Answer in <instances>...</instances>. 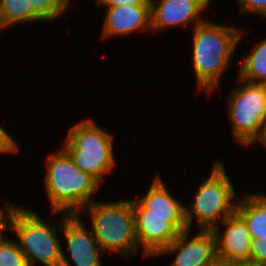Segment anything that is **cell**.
I'll use <instances>...</instances> for the list:
<instances>
[{
    "label": "cell",
    "instance_id": "6da1fadb",
    "mask_svg": "<svg viewBox=\"0 0 266 266\" xmlns=\"http://www.w3.org/2000/svg\"><path fill=\"white\" fill-rule=\"evenodd\" d=\"M212 22L195 26L193 36V64L197 84L203 90L213 91L229 64L242 31Z\"/></svg>",
    "mask_w": 266,
    "mask_h": 266
},
{
    "label": "cell",
    "instance_id": "7a4b0ae2",
    "mask_svg": "<svg viewBox=\"0 0 266 266\" xmlns=\"http://www.w3.org/2000/svg\"><path fill=\"white\" fill-rule=\"evenodd\" d=\"M47 164L46 192L53 213L78 214L92 203L91 196L100 183L79 169L64 148L48 156Z\"/></svg>",
    "mask_w": 266,
    "mask_h": 266
},
{
    "label": "cell",
    "instance_id": "3957f363",
    "mask_svg": "<svg viewBox=\"0 0 266 266\" xmlns=\"http://www.w3.org/2000/svg\"><path fill=\"white\" fill-rule=\"evenodd\" d=\"M91 217L92 233L103 251H115L126 256L138 247L135 234V215L129 200L98 203L86 208Z\"/></svg>",
    "mask_w": 266,
    "mask_h": 266
},
{
    "label": "cell",
    "instance_id": "277c9868",
    "mask_svg": "<svg viewBox=\"0 0 266 266\" xmlns=\"http://www.w3.org/2000/svg\"><path fill=\"white\" fill-rule=\"evenodd\" d=\"M68 133L63 148L79 169L101 183L115 165L112 136L92 119L77 123Z\"/></svg>",
    "mask_w": 266,
    "mask_h": 266
},
{
    "label": "cell",
    "instance_id": "5b68a950",
    "mask_svg": "<svg viewBox=\"0 0 266 266\" xmlns=\"http://www.w3.org/2000/svg\"><path fill=\"white\" fill-rule=\"evenodd\" d=\"M212 173L199 185L196 199L192 204V212L185 206V220L188 229L192 222V215L197 219V226L201 230H214L219 227L218 216L224 220L236 211V203L232 204L236 197L235 189L230 182L225 168L220 161L215 162Z\"/></svg>",
    "mask_w": 266,
    "mask_h": 266
},
{
    "label": "cell",
    "instance_id": "8992f818",
    "mask_svg": "<svg viewBox=\"0 0 266 266\" xmlns=\"http://www.w3.org/2000/svg\"><path fill=\"white\" fill-rule=\"evenodd\" d=\"M10 230L17 234L28 266H34L37 261L45 266H61L62 249L56 238V228L46 224L35 211L18 208Z\"/></svg>",
    "mask_w": 266,
    "mask_h": 266
},
{
    "label": "cell",
    "instance_id": "52a82bcc",
    "mask_svg": "<svg viewBox=\"0 0 266 266\" xmlns=\"http://www.w3.org/2000/svg\"><path fill=\"white\" fill-rule=\"evenodd\" d=\"M246 83L228 99L233 135L244 146L266 139V85Z\"/></svg>",
    "mask_w": 266,
    "mask_h": 266
},
{
    "label": "cell",
    "instance_id": "ba28073f",
    "mask_svg": "<svg viewBox=\"0 0 266 266\" xmlns=\"http://www.w3.org/2000/svg\"><path fill=\"white\" fill-rule=\"evenodd\" d=\"M135 215V234L144 256L159 254L181 231L188 229L185 216L147 215V209L136 199L131 201Z\"/></svg>",
    "mask_w": 266,
    "mask_h": 266
},
{
    "label": "cell",
    "instance_id": "9c48e42d",
    "mask_svg": "<svg viewBox=\"0 0 266 266\" xmlns=\"http://www.w3.org/2000/svg\"><path fill=\"white\" fill-rule=\"evenodd\" d=\"M226 225L224 234L216 227L217 257L220 266H249L252 239L243 218L235 211L223 220Z\"/></svg>",
    "mask_w": 266,
    "mask_h": 266
},
{
    "label": "cell",
    "instance_id": "30bf717a",
    "mask_svg": "<svg viewBox=\"0 0 266 266\" xmlns=\"http://www.w3.org/2000/svg\"><path fill=\"white\" fill-rule=\"evenodd\" d=\"M66 215V216H65ZM64 218L59 225L67 240L69 254L75 266H102L100 257L103 250L99 246L92 232H89L78 214H63ZM91 233V234H90ZM61 266H71V263L62 251Z\"/></svg>",
    "mask_w": 266,
    "mask_h": 266
},
{
    "label": "cell",
    "instance_id": "8fae6325",
    "mask_svg": "<svg viewBox=\"0 0 266 266\" xmlns=\"http://www.w3.org/2000/svg\"><path fill=\"white\" fill-rule=\"evenodd\" d=\"M188 235L189 229L181 231L159 254L177 252L171 266H220L212 230H201L189 240L186 239Z\"/></svg>",
    "mask_w": 266,
    "mask_h": 266
},
{
    "label": "cell",
    "instance_id": "7c38bea8",
    "mask_svg": "<svg viewBox=\"0 0 266 266\" xmlns=\"http://www.w3.org/2000/svg\"><path fill=\"white\" fill-rule=\"evenodd\" d=\"M211 0H160L156 6L151 4V30L163 29L167 26H187L191 22L195 26L204 22L199 15L209 5Z\"/></svg>",
    "mask_w": 266,
    "mask_h": 266
},
{
    "label": "cell",
    "instance_id": "4fadbf2b",
    "mask_svg": "<svg viewBox=\"0 0 266 266\" xmlns=\"http://www.w3.org/2000/svg\"><path fill=\"white\" fill-rule=\"evenodd\" d=\"M103 37L151 29V4L107 6Z\"/></svg>",
    "mask_w": 266,
    "mask_h": 266
},
{
    "label": "cell",
    "instance_id": "5bb4252c",
    "mask_svg": "<svg viewBox=\"0 0 266 266\" xmlns=\"http://www.w3.org/2000/svg\"><path fill=\"white\" fill-rule=\"evenodd\" d=\"M137 200L147 209V215L185 216V206L170 195L158 176L145 197Z\"/></svg>",
    "mask_w": 266,
    "mask_h": 266
},
{
    "label": "cell",
    "instance_id": "9a60e30c",
    "mask_svg": "<svg viewBox=\"0 0 266 266\" xmlns=\"http://www.w3.org/2000/svg\"><path fill=\"white\" fill-rule=\"evenodd\" d=\"M236 204V212L247 224L251 239L266 240V196L250 195Z\"/></svg>",
    "mask_w": 266,
    "mask_h": 266
},
{
    "label": "cell",
    "instance_id": "2e32d148",
    "mask_svg": "<svg viewBox=\"0 0 266 266\" xmlns=\"http://www.w3.org/2000/svg\"><path fill=\"white\" fill-rule=\"evenodd\" d=\"M239 81L266 85V39L252 48L241 63Z\"/></svg>",
    "mask_w": 266,
    "mask_h": 266
},
{
    "label": "cell",
    "instance_id": "e0dca14e",
    "mask_svg": "<svg viewBox=\"0 0 266 266\" xmlns=\"http://www.w3.org/2000/svg\"><path fill=\"white\" fill-rule=\"evenodd\" d=\"M42 20L29 6V0H0V29L20 22Z\"/></svg>",
    "mask_w": 266,
    "mask_h": 266
},
{
    "label": "cell",
    "instance_id": "ac0fdd59",
    "mask_svg": "<svg viewBox=\"0 0 266 266\" xmlns=\"http://www.w3.org/2000/svg\"><path fill=\"white\" fill-rule=\"evenodd\" d=\"M69 0H29V6L42 20H52L61 15Z\"/></svg>",
    "mask_w": 266,
    "mask_h": 266
},
{
    "label": "cell",
    "instance_id": "d6986e66",
    "mask_svg": "<svg viewBox=\"0 0 266 266\" xmlns=\"http://www.w3.org/2000/svg\"><path fill=\"white\" fill-rule=\"evenodd\" d=\"M0 266H28L25 255L14 241L0 242Z\"/></svg>",
    "mask_w": 266,
    "mask_h": 266
},
{
    "label": "cell",
    "instance_id": "ffe728a7",
    "mask_svg": "<svg viewBox=\"0 0 266 266\" xmlns=\"http://www.w3.org/2000/svg\"><path fill=\"white\" fill-rule=\"evenodd\" d=\"M249 266H266V240L252 239Z\"/></svg>",
    "mask_w": 266,
    "mask_h": 266
},
{
    "label": "cell",
    "instance_id": "44dd1931",
    "mask_svg": "<svg viewBox=\"0 0 266 266\" xmlns=\"http://www.w3.org/2000/svg\"><path fill=\"white\" fill-rule=\"evenodd\" d=\"M240 11H251L266 17V0H239Z\"/></svg>",
    "mask_w": 266,
    "mask_h": 266
},
{
    "label": "cell",
    "instance_id": "7402d4cb",
    "mask_svg": "<svg viewBox=\"0 0 266 266\" xmlns=\"http://www.w3.org/2000/svg\"><path fill=\"white\" fill-rule=\"evenodd\" d=\"M5 208H7V212L5 214V212H3V210L0 209V232H2L3 229H6V228H9L11 229V222H12V219H13V216L16 212V210L18 209V207H15V205L13 204H9V201L5 204ZM7 220L9 221V225H8V222ZM5 240L2 235H0V242Z\"/></svg>",
    "mask_w": 266,
    "mask_h": 266
},
{
    "label": "cell",
    "instance_id": "603a6c76",
    "mask_svg": "<svg viewBox=\"0 0 266 266\" xmlns=\"http://www.w3.org/2000/svg\"><path fill=\"white\" fill-rule=\"evenodd\" d=\"M16 141L0 127V153H12L17 151Z\"/></svg>",
    "mask_w": 266,
    "mask_h": 266
},
{
    "label": "cell",
    "instance_id": "cb8c5ba5",
    "mask_svg": "<svg viewBox=\"0 0 266 266\" xmlns=\"http://www.w3.org/2000/svg\"><path fill=\"white\" fill-rule=\"evenodd\" d=\"M98 3L106 6H129L139 4H150V0H98Z\"/></svg>",
    "mask_w": 266,
    "mask_h": 266
}]
</instances>
